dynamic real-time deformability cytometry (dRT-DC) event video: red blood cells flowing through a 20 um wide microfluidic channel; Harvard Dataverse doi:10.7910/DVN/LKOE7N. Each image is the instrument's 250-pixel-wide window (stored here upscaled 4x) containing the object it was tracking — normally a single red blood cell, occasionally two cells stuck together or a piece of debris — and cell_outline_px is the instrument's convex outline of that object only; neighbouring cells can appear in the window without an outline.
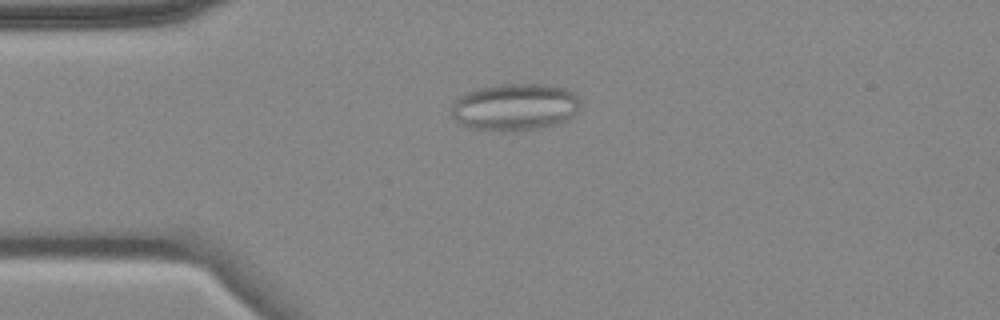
{"species": "common noctule bat (a hibernating species)", "species_latin": "Nyctalus noctula", "temperature_condition": "cold", "stored_images_in_passage": 12, "camera_frame_rate_fps": 3000, "um_per_image_px": 0.085, "animal": {"sex": "female", "body_mass_g": 18.4}, "frame": {"image": 1, "passage_image": 1, "time_ms": 0.0, "image_size_px": [1000, 320], "cell_outline_px": [[580, 104], [576, 112], [568, 120], [560, 124], [544, 128], [504, 132], [468, 128], [456, 120], [452, 116], [452, 104], [460, 96], [476, 88], [500, 84], [548, 84], [564, 88], [572, 92], [580, 100]], "centroid_in_image_um": [43.78, 9.11], "position_along_channel_um": 41.2, "area_um2": 35.84}, "authors_computed_cell_mechanics": {"area_um2": 24.8829, "velocity_mm_per_s": 3.5541, "shape_relaxation_time_tau1_ms": null, "shape_relaxation_time_tau2_ms": 1.698, "deformation_change_tau1": null, "deformation_change_tau2": 0.0582}}